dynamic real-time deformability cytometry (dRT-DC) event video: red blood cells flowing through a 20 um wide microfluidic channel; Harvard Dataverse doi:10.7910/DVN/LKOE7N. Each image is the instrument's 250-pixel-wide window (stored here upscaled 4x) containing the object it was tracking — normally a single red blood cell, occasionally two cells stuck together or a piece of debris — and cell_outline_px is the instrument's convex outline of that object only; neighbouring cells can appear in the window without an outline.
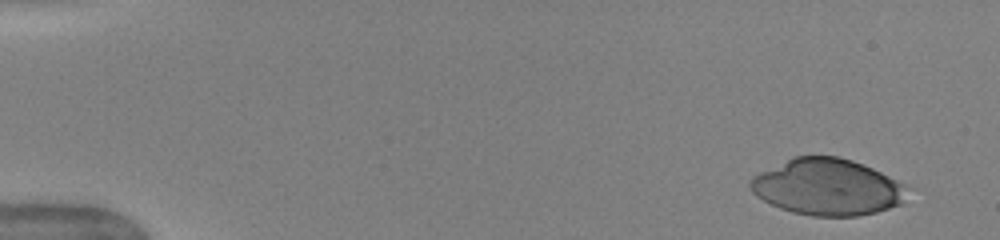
{"species": "human", "species_latin": "Homo sapiens", "temperature_condition": "warm", "stored_images_in_passage": 42, "camera_frame_rate_fps": 3000, "um_per_image_px": 0.085, "donor": {"sex": "female"}, "frame": {"image": 1, "passage_image": 1, "time_ms": 0.0, "image_size_px": [1000, 240], "cell_outline_px": [[912, 188], [900, 204], [876, 212], [856, 216], [812, 216], [792, 212], [780, 208], [756, 196], [752, 192], [748, 184], [752, 176], [760, 172], [796, 156], [840, 156], [852, 160], [872, 168]], "centroid_in_image_um": [70.34, 15.9], "position_along_channel_um": 14.7, "area_um2": 51.5}}
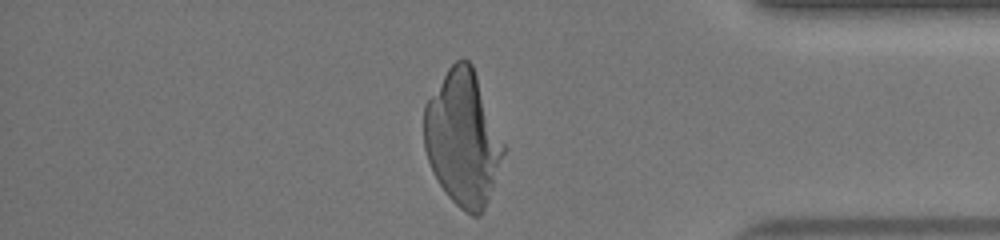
{"frame": {"image": 2, "passage_image": 41, "time_ms": 13.333, "image_size_px": [1000, 240], "cell_outline_px": [[504, 152], [488, 200], [480, 216], [472, 216], [464, 212], [448, 196], [432, 172], [424, 148], [424, 104], [448, 68], [456, 60], [468, 60], [472, 64], [504, 144]], "centroid_in_image_um": [39.31, 11.77], "position_along_channel_um": 395.9, "area_um2": 61.67}}